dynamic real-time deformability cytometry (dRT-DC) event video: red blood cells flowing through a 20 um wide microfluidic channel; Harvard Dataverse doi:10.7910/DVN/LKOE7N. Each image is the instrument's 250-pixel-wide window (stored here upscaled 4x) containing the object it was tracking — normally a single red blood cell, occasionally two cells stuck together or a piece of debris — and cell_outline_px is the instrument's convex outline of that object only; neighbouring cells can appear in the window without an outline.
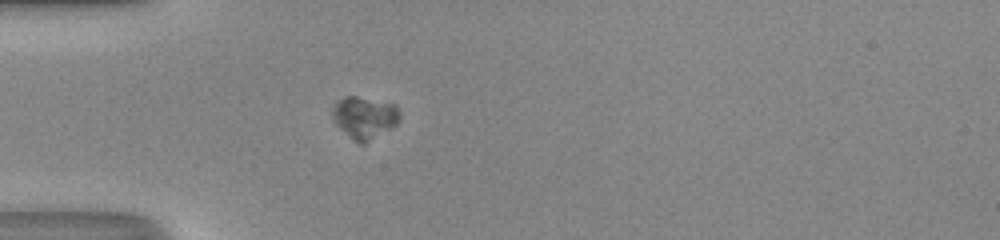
{"species": "human", "species_latin": "Homo sapiens", "temperature_condition": "room temperature", "stored_images_in_passage": 35, "camera_frame_rate_fps": 3000, "um_per_image_px": 0.085, "donor": {"sex": "male"}, "frame": {"image": 1, "passage_image": 1, "time_ms": 0.0, "image_size_px": [1000, 240], "cell_outline_px": [[400, 120], [396, 124], [364, 144], [360, 144], [352, 140], [336, 124], [332, 116], [332, 104], [336, 100], [344, 96], [356, 96], [392, 104], [400, 112]], "centroid_in_image_um": [30.93, 9.98], "position_along_channel_um": 54.1, "area_um2": 16.42}}
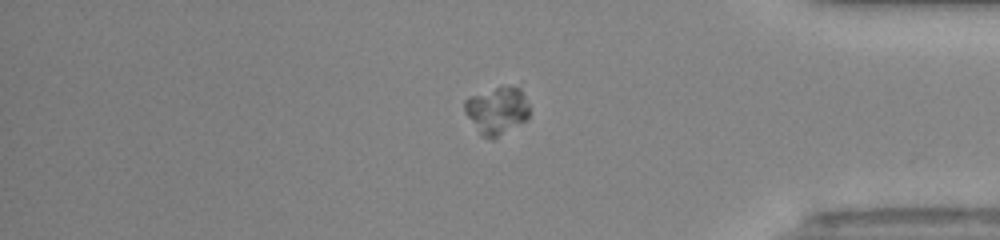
{"frame": {"image": 2, "passage_image": 27, "time_ms": 8.667, "image_size_px": [1000, 240], "cell_outline_px": [[528, 120], [492, 140], [480, 136], [464, 112], [464, 100], [472, 96], [496, 88], [520, 88], [528, 104]], "centroid_in_image_um": [42.22, 9.46], "position_along_channel_um": 393.0, "area_um2": 17.69}}